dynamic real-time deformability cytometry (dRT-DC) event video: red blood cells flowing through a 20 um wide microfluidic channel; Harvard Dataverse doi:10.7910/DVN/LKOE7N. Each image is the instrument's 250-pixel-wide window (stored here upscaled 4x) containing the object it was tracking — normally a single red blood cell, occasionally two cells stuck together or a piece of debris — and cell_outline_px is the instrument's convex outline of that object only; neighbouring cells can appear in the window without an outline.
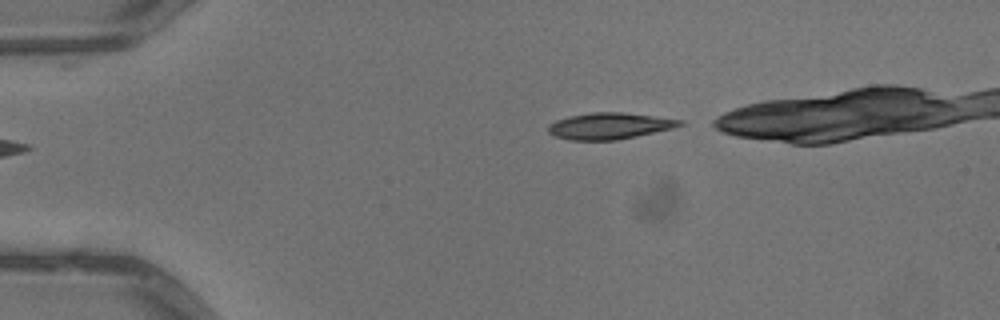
{"species": "common noctule bat (a hibernating species)", "species_latin": "Nyctalus noctula", "temperature_condition": "warm", "stored_images_in_passage": 5, "segment_of_instrument_passage": [2, 2], "camera_frame_rate_fps": 3000, "um_per_image_px": 0.085, "animal": {"sex": "male", "body_mass_g": 13.3}, "frame": {"image": 1, "passage_image": 5, "time_ms": 1.333, "image_size_px": [1000, 320], "cell_outline_px": [[684, 124], [672, 128], [636, 136], [616, 140], [568, 140], [552, 136], [548, 132], [548, 124], [556, 120], [568, 116], [592, 112], [624, 112], [684, 120]], "centroid_in_image_um": [51.76, 10.7], "position_along_channel_um": 33.2, "area_um2": 20.35}}